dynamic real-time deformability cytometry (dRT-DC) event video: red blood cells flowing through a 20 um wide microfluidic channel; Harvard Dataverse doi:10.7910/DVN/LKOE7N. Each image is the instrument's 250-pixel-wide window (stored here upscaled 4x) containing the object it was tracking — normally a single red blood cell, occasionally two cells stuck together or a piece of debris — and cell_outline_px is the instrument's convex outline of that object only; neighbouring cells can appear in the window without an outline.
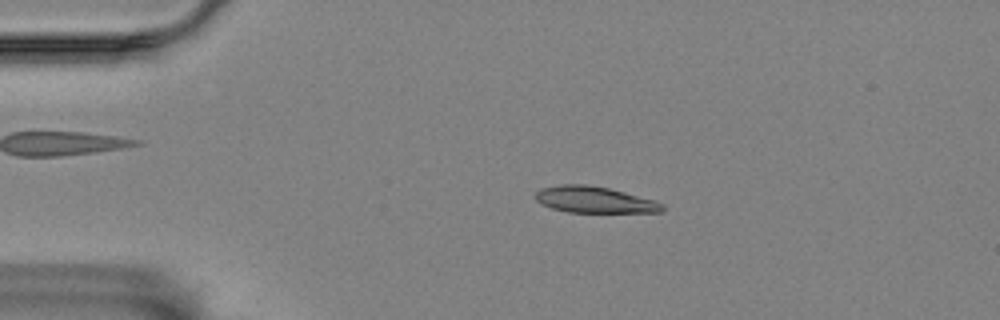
{"species": "Egyptian fruit bat (a non-hibernating species)", "species_latin": "Rousettus aegyptiacus", "temperature_condition": "room temperature", "stored_images_in_passage": 49, "camera_frame_rate_fps": 3000, "um_per_image_px": 0.085, "animal": {"sex": "female"}, "frame": {"image": 1, "passage_image": 4, "time_ms": 1.0, "image_size_px": [1000, 320], "cell_outline_px": [[664, 208], [660, 212], [568, 212], [552, 208], [536, 200], [536, 192], [540, 188], [560, 184], [584, 184], [608, 188], [624, 192], [652, 200], [664, 204]], "centroid_in_image_um": [50.5, 16.97], "position_along_channel_um": 34.5, "area_um2": 19.19}}
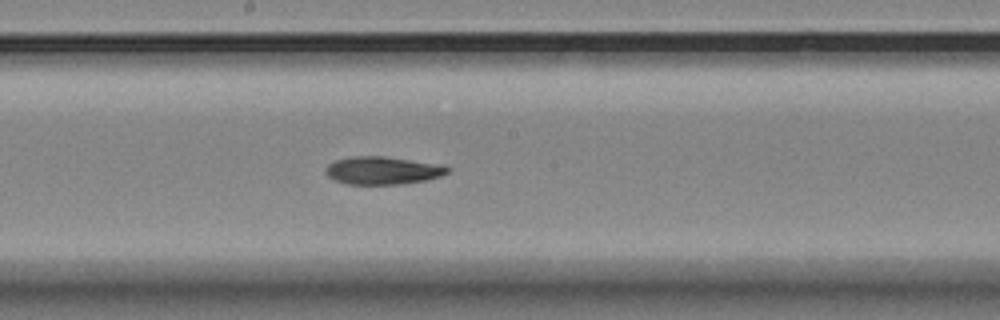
{"frame": {"image": 2, "passage_image": 23, "time_ms": 7.333, "image_size_px": [1000, 320], "cell_outline_px": [[448, 172], [440, 176], [424, 180], [400, 184], [348, 184], [336, 180], [328, 176], [324, 172], [324, 168], [328, 164], [336, 160], [348, 156], [384, 156], [440, 164], [448, 168]], "centroid_in_image_um": [32.47, 14.48], "position_along_channel_um": 215.7, "area_um2": 19.65}}
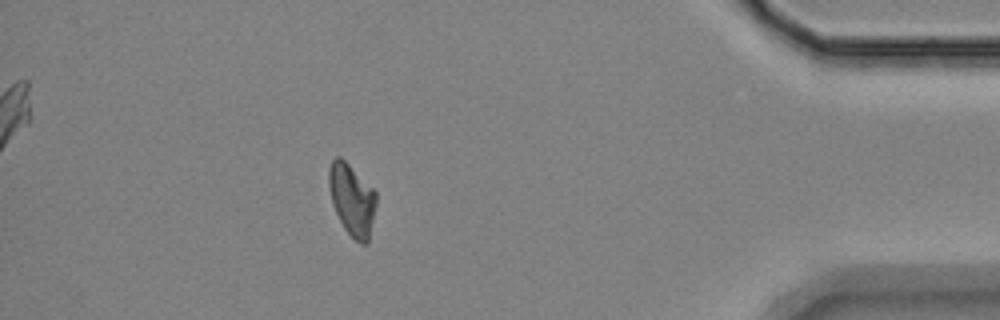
{"frame": {"image": 3, "passage_image": 43, "time_ms": 14.0, "image_size_px": [1000, 320], "cell_outline_px": [[376, 204], [368, 244], [360, 244], [344, 228], [332, 204], [328, 184], [328, 168], [332, 160], [336, 156], [340, 156], [376, 192]], "centroid_in_image_um": [29.9, 16.97], "position_along_channel_um": 405.3, "area_um2": 19.59}, "authors_computed_cell_mechanics": {"area_um2": 20.0566, "velocity_mm_per_s": 3.5069, "shape_relaxation_time_tau1_ms": 7.26, "shape_relaxation_time_tau2_ms": 9.6553, "deformation_change_tau1": 0.1627, "deformation_change_tau2": 0.1641}}